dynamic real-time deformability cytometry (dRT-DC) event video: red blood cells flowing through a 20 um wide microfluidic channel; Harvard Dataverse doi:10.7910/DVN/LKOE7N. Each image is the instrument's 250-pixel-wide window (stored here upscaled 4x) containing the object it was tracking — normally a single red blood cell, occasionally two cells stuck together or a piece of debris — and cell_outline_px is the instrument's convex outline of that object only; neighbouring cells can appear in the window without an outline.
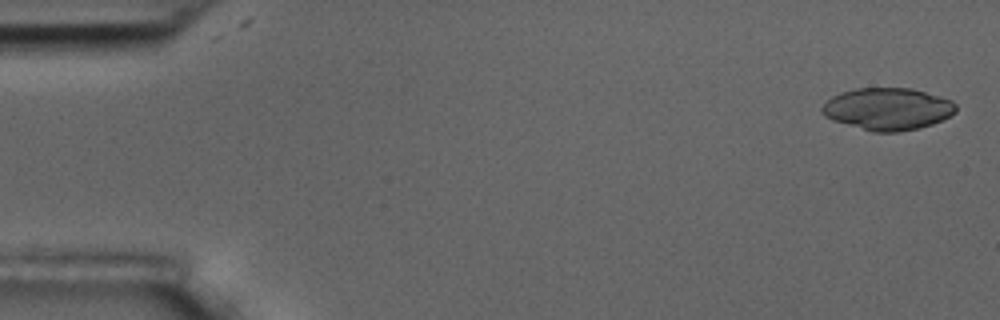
{"species": "common noctule bat (a hibernating species)", "species_latin": "Nyctalus noctula", "temperature_condition": "room temperature", "stored_images_in_passage": 4, "camera_frame_rate_fps": 3000, "um_per_image_px": 0.085, "animal": {"sex": "male", "body_mass_g": 17.5, "forearm_length_mm": 52.3}, "frame": {"image": 1, "passage_image": 1, "time_ms": 0.0, "image_size_px": [1000, 320], "cell_outline_px": [[956, 112], [932, 124], [920, 128], [896, 132], [872, 132], [832, 120], [824, 116], [820, 112], [820, 108], [832, 96], [840, 92], [856, 88], [912, 88], [940, 96], [952, 100], [956, 104]], "centroid_in_image_um": [75.43, 9.25], "position_along_channel_um": 9.6, "area_um2": 33.0}}